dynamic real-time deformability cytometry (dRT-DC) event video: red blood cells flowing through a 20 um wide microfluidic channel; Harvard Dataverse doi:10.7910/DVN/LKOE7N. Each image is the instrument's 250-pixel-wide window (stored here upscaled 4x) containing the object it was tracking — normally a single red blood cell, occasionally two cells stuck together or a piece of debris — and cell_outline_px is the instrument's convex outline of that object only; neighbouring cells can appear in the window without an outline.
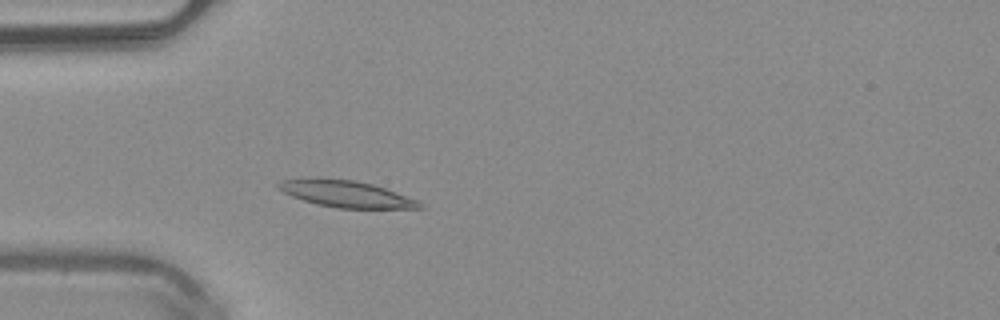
{"species": "common noctule bat (a hibernating species)", "species_latin": "Nyctalus noctula", "temperature_condition": "warm", "stored_images_in_passage": 36, "camera_frame_rate_fps": 3000, "um_per_image_px": 0.085, "animal": {"sex": "male", "body_mass_g": 20.4}, "frame": {"image": 1, "passage_image": 1, "time_ms": 0.0, "image_size_px": [1000, 320], "cell_outline_px": [[424, 208], [336, 208], [316, 204], [292, 196], [284, 192], [276, 184], [284, 180], [356, 180], [372, 184], [396, 192], [416, 200], [424, 204]], "centroid_in_image_um": [29.51, 16.52], "position_along_channel_um": 55.5, "area_um2": 20.98}}
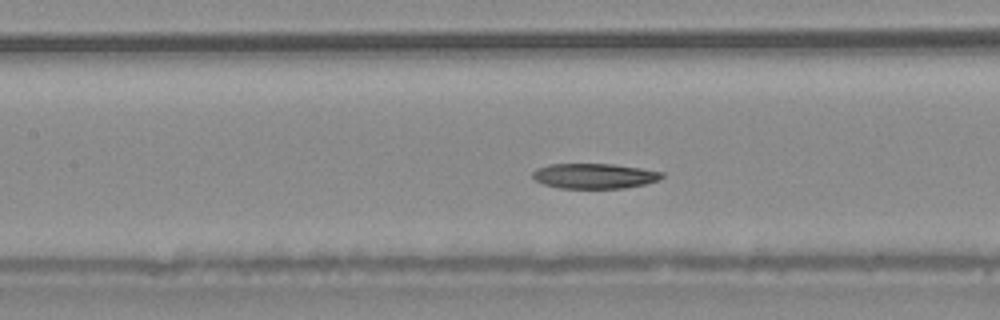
{"frame": {"image": 2, "passage_image": 9, "time_ms": 2.667, "image_size_px": [1000, 320], "cell_outline_px": [[664, 176], [660, 180], [644, 184], [624, 188], [560, 188], [544, 184], [536, 180], [532, 176], [532, 172], [536, 168], [548, 164], [612, 164], [640, 168], [664, 172]], "centroid_in_image_um": [50.53, 14.95], "position_along_channel_um": 156.9, "area_um2": 18.96}}
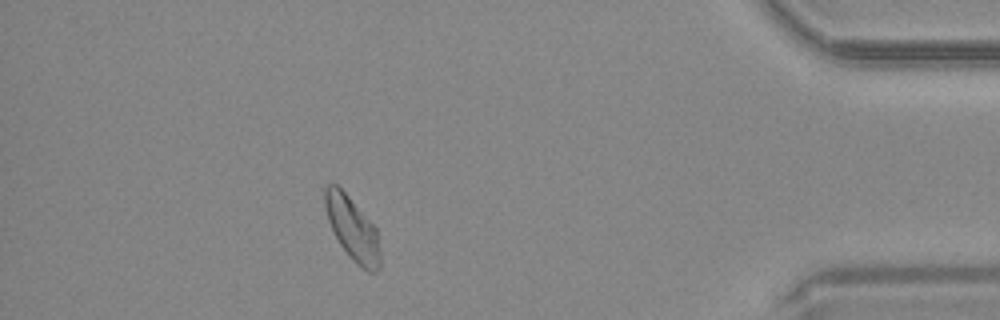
{"frame": {"image": 3, "passage_image": 31, "time_ms": 10.0, "image_size_px": [1000, 320], "cell_outline_px": [[380, 268], [376, 272], [368, 272], [360, 268], [352, 260], [340, 244], [328, 220], [324, 204], [324, 188], [328, 184], [336, 184], [348, 196], [376, 228], [380, 252]], "centroid_in_image_um": [29.96, 19.47], "position_along_channel_um": 405.2, "area_um2": 20.17}, "authors_computed_cell_mechanics": {"area_um2": 19.9699, "velocity_mm_per_s": 4.0233, "shape_relaxation_time_tau1_ms": 5.5863, "shape_relaxation_time_tau2_ms": null, "deformation_change_tau1": 0.1405, "deformation_change_tau2": null}}